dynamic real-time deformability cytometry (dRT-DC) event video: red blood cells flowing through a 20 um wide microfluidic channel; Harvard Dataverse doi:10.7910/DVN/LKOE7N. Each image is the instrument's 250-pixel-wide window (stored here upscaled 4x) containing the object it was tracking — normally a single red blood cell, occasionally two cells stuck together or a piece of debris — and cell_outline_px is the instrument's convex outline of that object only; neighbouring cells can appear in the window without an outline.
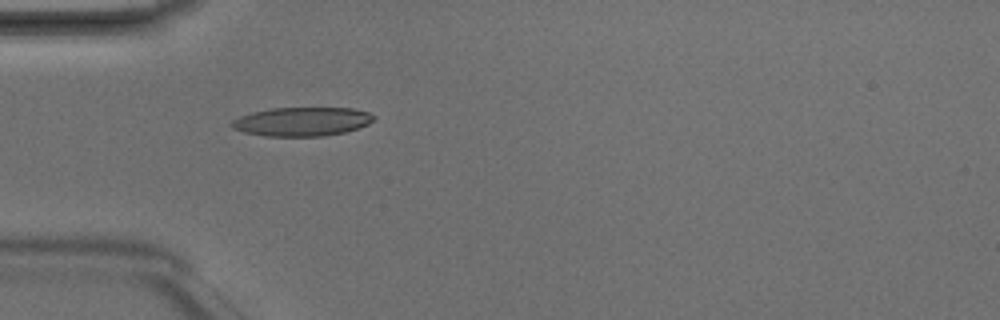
{"species": "Egyptian fruit bat (a non-hibernating species)", "species_latin": "Rousettus aegyptiacus", "temperature_condition": "room temperature", "stored_images_in_passage": 4, "camera_frame_rate_fps": 3000, "um_per_image_px": 0.085, "animal": {"sex": "male"}, "frame": {"image": 1, "passage_image": 4, "time_ms": 1.0, "image_size_px": [1000, 320], "cell_outline_px": [[376, 116], [368, 124], [344, 132], [324, 136], [264, 136], [244, 132], [232, 128], [228, 124], [232, 120], [240, 116], [252, 112], [272, 108], [352, 108], [368, 112]], "centroid_in_image_um": [25.63, 10.33], "position_along_channel_um": 59.4, "area_um2": 23.87}}